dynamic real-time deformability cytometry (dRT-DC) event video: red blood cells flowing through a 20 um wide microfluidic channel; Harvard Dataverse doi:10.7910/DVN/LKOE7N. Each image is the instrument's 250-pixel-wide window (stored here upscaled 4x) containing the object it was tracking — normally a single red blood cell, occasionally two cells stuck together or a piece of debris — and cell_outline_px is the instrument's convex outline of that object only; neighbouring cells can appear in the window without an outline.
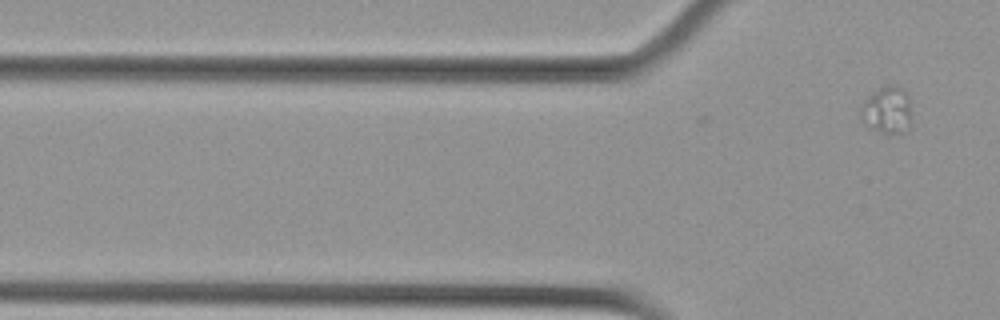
{"species": "Egyptian fruit bat (a non-hibernating species)", "species_latin": "Rousettus aegyptiacus", "temperature_condition": "cold", "stored_images_in_passage": 2, "camera_frame_rate_fps": 3000, "um_per_image_px": 0.085, "animal": {"sex": "female"}, "frame": {"image": 1, "passage_image": 2, "time_ms": 0.333, "image_size_px": [1000, 320], "cell_outline_px": [[912, 120], [908, 128], [904, 132], [880, 132], [868, 128], [860, 120], [860, 108], [864, 100], [872, 92], [888, 84], [892, 84], [904, 88], [908, 92]], "centroid_in_image_um": [75.4, 9.33], "position_along_channel_um": 50.4, "area_um2": 14.39}}